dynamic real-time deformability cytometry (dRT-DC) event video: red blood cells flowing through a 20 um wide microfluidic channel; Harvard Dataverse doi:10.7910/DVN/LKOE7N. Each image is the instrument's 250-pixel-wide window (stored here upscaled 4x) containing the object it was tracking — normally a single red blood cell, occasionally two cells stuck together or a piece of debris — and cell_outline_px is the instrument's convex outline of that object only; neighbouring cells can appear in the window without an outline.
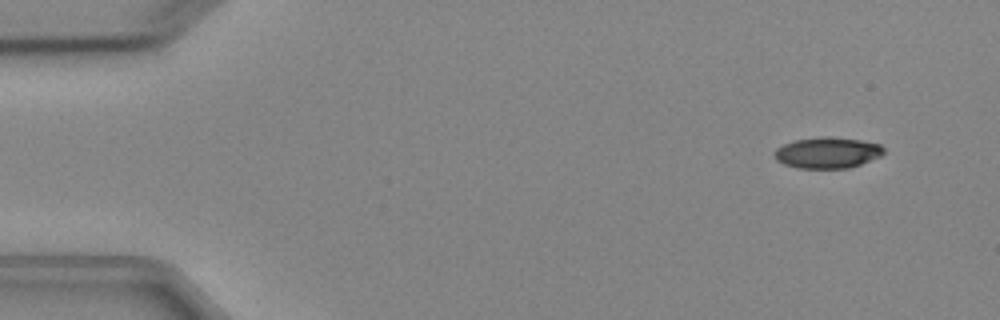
{"species": "Egyptian fruit bat (a non-hibernating species)", "species_latin": "Rousettus aegyptiacus", "temperature_condition": "cold", "stored_images_in_passage": 5, "segment_of_instrument_passage": [1, 2], "camera_frame_rate_fps": 3000, "um_per_image_px": 0.085, "animal": {"sex": "female"}, "frame": {"image": 1, "passage_image": 1, "time_ms": 0.0, "image_size_px": [1000, 320], "cell_outline_px": [[884, 152], [880, 156], [860, 164], [848, 168], [796, 168], [784, 164], [776, 160], [772, 152], [776, 148], [784, 144], [796, 140], [824, 136], [828, 136], [860, 140], [880, 144], [884, 148]], "centroid_in_image_um": [70.3, 12.98], "position_along_channel_um": 14.7, "area_um2": 19.77}}
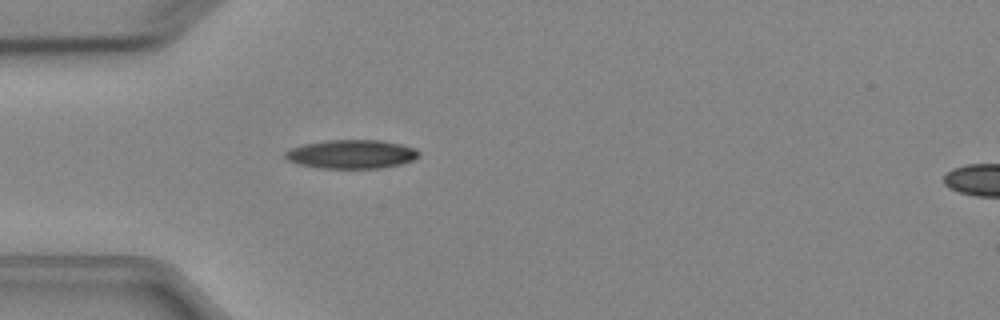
{"frame": {"image": 2, "passage_image": 4, "time_ms": 3.667, "image_size_px": [1000, 320], "cell_outline_px": [[420, 156], [412, 160], [400, 164], [380, 168], [320, 168], [300, 164], [288, 160], [284, 156], [284, 152], [292, 148], [304, 144], [328, 140], [380, 140], [400, 144], [416, 148], [420, 152]], "centroid_in_image_um": [29.9, 13.1], "position_along_channel_um": 55.1, "area_um2": 22.31}}